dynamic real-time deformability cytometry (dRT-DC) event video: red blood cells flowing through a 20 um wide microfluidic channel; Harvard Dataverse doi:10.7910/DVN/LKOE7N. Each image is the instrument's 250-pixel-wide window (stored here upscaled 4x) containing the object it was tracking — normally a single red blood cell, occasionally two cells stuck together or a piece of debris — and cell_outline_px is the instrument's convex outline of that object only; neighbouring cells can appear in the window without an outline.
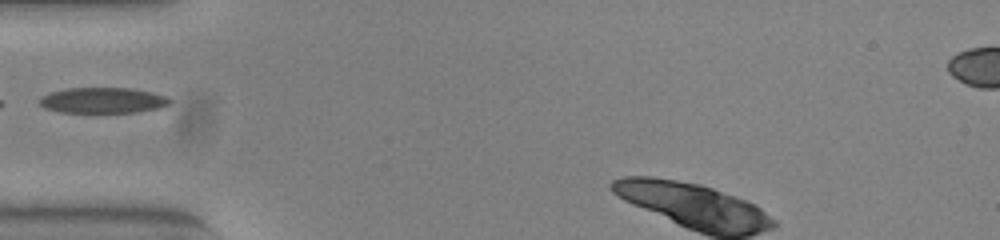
{"species": "common noctule bat (a hibernating species)", "species_latin": "Nyctalus noctula", "temperature_condition": "warm", "stored_images_in_passage": 32, "camera_frame_rate_fps": 3000, "um_per_image_px": 0.085, "animal": {"sex": "female", "body_mass_g": 23.0, "forearm_length_mm": 53.4}, "frame": {"image": 1, "passage_image": 1, "time_ms": 0.0, "image_size_px": [1000, 240], "cell_outline_px": [[172, 100], [168, 104], [160, 108], [136, 112], [60, 112], [44, 108], [40, 104], [40, 96], [48, 92], [68, 88], [132, 88], [152, 92], [168, 96]], "centroid_in_image_um": [8.74, 8.52], "position_along_channel_um": 76.3, "area_um2": 19.59}}